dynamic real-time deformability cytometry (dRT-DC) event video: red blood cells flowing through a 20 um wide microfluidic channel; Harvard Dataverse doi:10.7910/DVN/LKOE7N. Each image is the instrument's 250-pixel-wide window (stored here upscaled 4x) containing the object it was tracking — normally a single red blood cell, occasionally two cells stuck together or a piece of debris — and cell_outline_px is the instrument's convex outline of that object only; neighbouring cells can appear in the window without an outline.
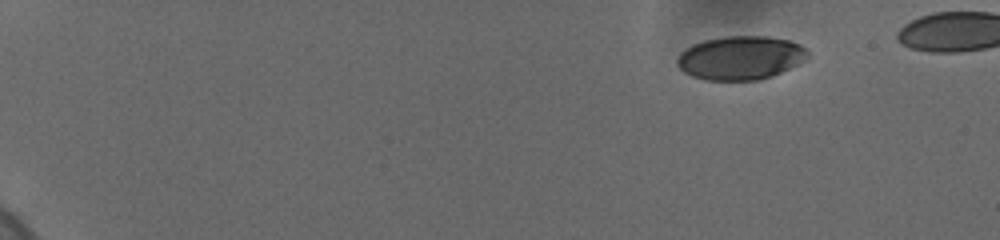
{"species": "human", "species_latin": "Homo sapiens", "temperature_condition": "cold", "stored_images_in_passage": 16, "camera_frame_rate_fps": 3000, "um_per_image_px": 0.085, "donor": {"sex": "female"}, "frame": {"image": 1, "passage_image": 1, "time_ms": 0.0, "image_size_px": [1000, 240], "cell_outline_px": [[808, 56], [804, 60], [772, 76], [756, 80], [704, 80], [692, 76], [684, 72], [676, 64], [676, 60], [680, 52], [692, 44], [704, 40], [728, 36], [764, 36], [788, 40], [800, 44], [808, 52]], "centroid_in_image_um": [62.9, 4.91], "position_along_channel_um": 22.1, "area_um2": 33.06}}
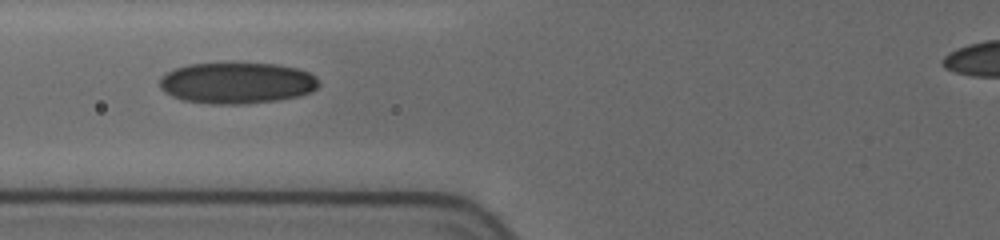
{"frame": {"image": 2, "passage_image": 12, "time_ms": 6.333, "image_size_px": [1000, 240], "cell_outline_px": [[320, 84], [316, 88], [308, 92], [296, 96], [280, 100], [244, 104], [212, 104], [184, 100], [172, 96], [164, 92], [160, 88], [160, 76], [176, 68], [188, 64], [276, 64], [296, 68], [308, 72]], "centroid_in_image_um": [20.09, 7.06], "position_along_channel_um": 105.7, "area_um2": 37.8}}
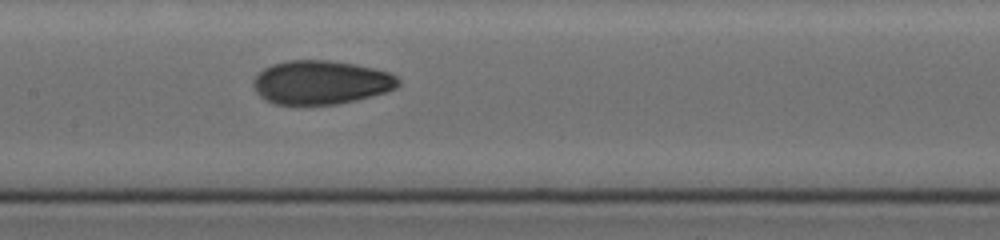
{"frame": {"image": 3, "passage_image": 16, "time_ms": 8.333, "image_size_px": [1000, 240], "cell_outline_px": [[400, 84], [396, 88], [372, 96], [356, 100], [336, 104], [276, 104], [260, 96], [256, 92], [252, 84], [252, 80], [264, 68], [272, 64], [288, 60], [328, 60], [356, 64], [388, 72], [396, 76], [400, 80]], "centroid_in_image_um": [27.28, 6.99], "position_along_channel_um": 180.1, "area_um2": 36.88}}